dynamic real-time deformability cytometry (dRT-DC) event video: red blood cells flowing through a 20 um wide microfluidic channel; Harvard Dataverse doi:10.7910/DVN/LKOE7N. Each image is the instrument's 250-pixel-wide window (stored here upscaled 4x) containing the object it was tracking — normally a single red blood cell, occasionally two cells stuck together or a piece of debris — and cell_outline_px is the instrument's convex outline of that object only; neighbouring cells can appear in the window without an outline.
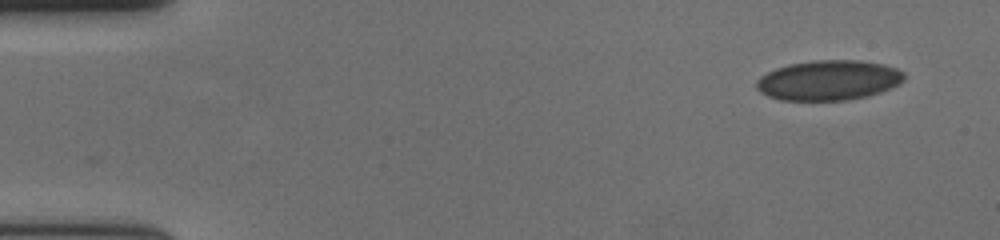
{"species": "human", "species_latin": "Homo sapiens", "temperature_condition": "cold", "stored_images_in_passage": 55, "camera_frame_rate_fps": 3000, "um_per_image_px": 0.085, "donor": {"sex": "female"}, "frame": {"image": 1, "passage_image": 1, "time_ms": 0.0, "image_size_px": [1000, 240], "cell_outline_px": [[904, 80], [900, 84], [880, 92], [868, 96], [848, 100], [784, 100], [768, 96], [760, 92], [756, 88], [756, 80], [760, 76], [776, 68], [792, 64], [816, 60], [860, 60], [884, 64], [896, 68], [904, 72]], "centroid_in_image_um": [70.45, 6.82], "position_along_channel_um": 14.5, "area_um2": 34.45}}
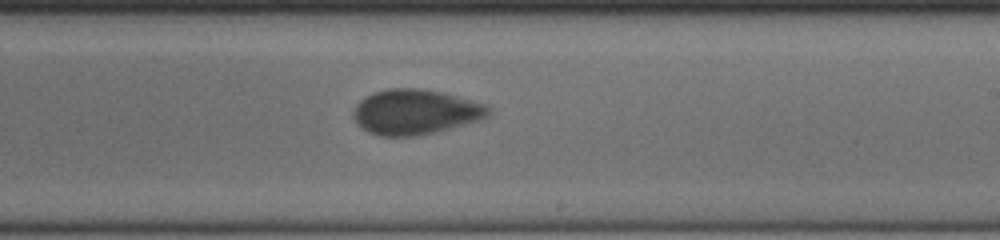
{"frame": {"image": 2, "passage_image": 32, "time_ms": 10.333, "image_size_px": [1000, 240], "cell_outline_px": [[492, 112], [488, 116], [464, 124], [436, 132], [416, 136], [380, 136], [368, 132], [352, 116], [352, 112], [356, 104], [360, 100], [372, 92], [388, 88], [420, 88], [444, 92], [484, 104]], "centroid_in_image_um": [35.27, 9.5], "position_along_channel_um": 253.7, "area_um2": 35.37}}
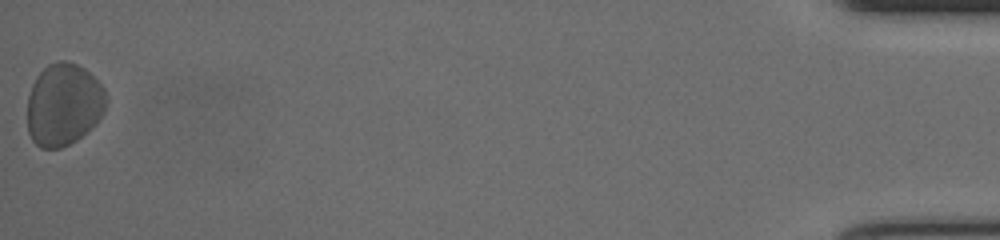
{"frame": {"image": 3, "passage_image": 55, "time_ms": 18.0, "image_size_px": [1000, 240], "cell_outline_px": [[104, 112], [96, 124], [92, 128], [76, 140], [60, 148], [40, 148], [32, 140], [28, 132], [28, 96], [32, 84], [36, 76], [48, 64], [60, 60], [64, 60], [76, 64], [84, 68], [104, 88]], "centroid_in_image_um": [5.38, 8.89], "position_along_channel_um": 429.8, "area_um2": 37.69}, "authors_computed_cell_mechanics": {"area_um2": 35.1424, "velocity_mm_per_s": 3.5932, "shape_relaxation_time_tau1_ms": 4.0046, "shape_relaxation_time_tau2_ms": 0.7554, "deformation_change_tau1": 0.0799, "deformation_change_tau2": 0.053}}